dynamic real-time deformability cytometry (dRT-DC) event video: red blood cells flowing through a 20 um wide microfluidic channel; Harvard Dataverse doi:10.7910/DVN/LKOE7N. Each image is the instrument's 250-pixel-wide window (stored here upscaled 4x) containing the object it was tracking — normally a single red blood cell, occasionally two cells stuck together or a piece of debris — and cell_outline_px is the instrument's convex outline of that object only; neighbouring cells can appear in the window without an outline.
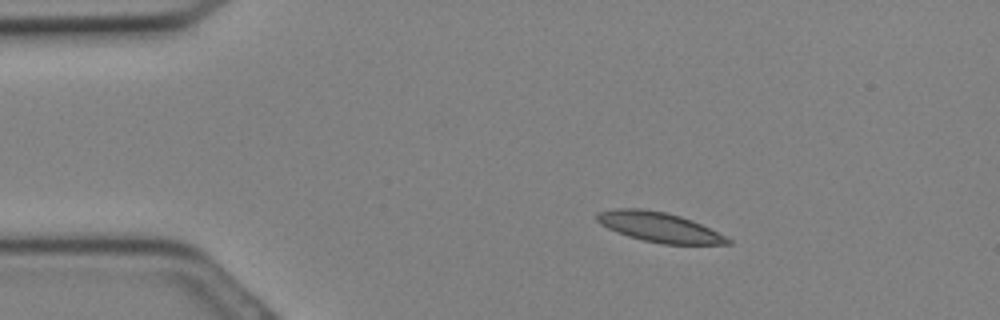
{"species": "Egyptian fruit bat (a non-hibernating species)", "species_latin": "Rousettus aegyptiacus", "temperature_condition": "cold", "stored_images_in_passage": 32, "camera_frame_rate_fps": 3000, "um_per_image_px": 0.085, "animal": {"sex": "female"}, "frame": {"image": 1, "passage_image": 6, "time_ms": 1.667, "image_size_px": [1000, 320], "cell_outline_px": [[732, 244], [664, 244], [644, 240], [628, 236], [616, 232], [600, 224], [596, 220], [596, 212], [616, 208], [644, 208], [668, 212], [692, 220], [732, 240]], "centroid_in_image_um": [55.98, 19.29], "position_along_channel_um": 29.0, "area_um2": 22.66}}
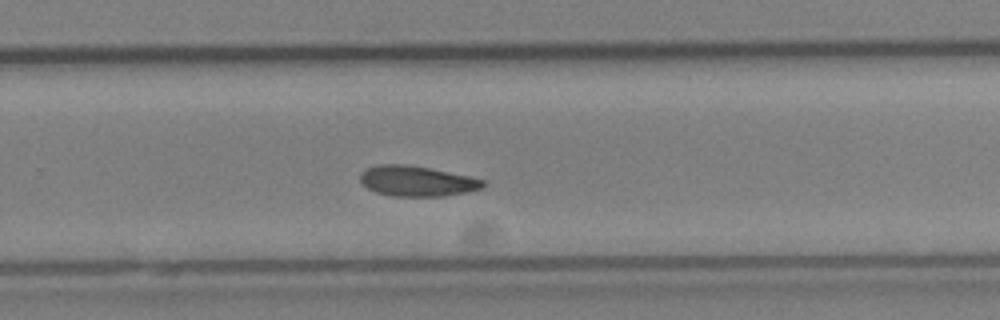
{"frame": {"image": 2, "passage_image": 21, "time_ms": 6.667, "image_size_px": [1000, 320], "cell_outline_px": [[484, 188], [444, 196], [392, 196], [376, 192], [368, 188], [360, 180], [360, 172], [364, 168], [380, 164], [404, 164], [428, 168], [468, 176], [484, 180]], "centroid_in_image_um": [35.39, 15.39], "position_along_channel_um": 294.4, "area_um2": 21.56}}
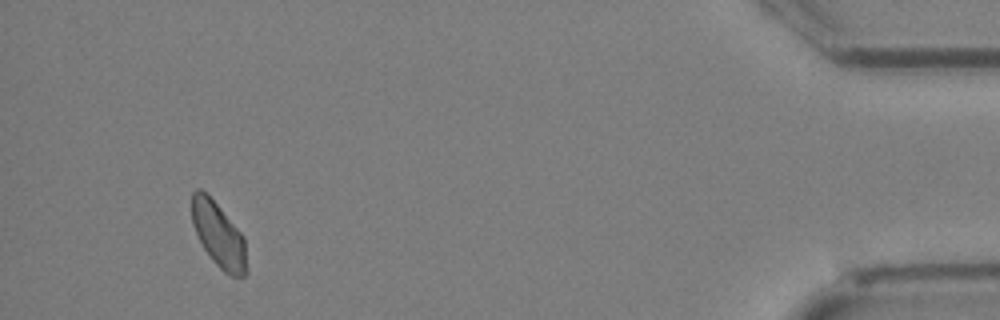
{"frame": {"image": 3, "passage_image": 30, "time_ms": 9.667, "image_size_px": [1000, 320], "cell_outline_px": [[248, 272], [244, 276], [232, 276], [224, 272], [212, 260], [204, 248], [192, 224], [192, 192], [196, 188], [200, 188], [220, 208], [244, 236]], "centroid_in_image_um": [18.6, 19.99], "position_along_channel_um": 416.6, "area_um2": 20.52}}